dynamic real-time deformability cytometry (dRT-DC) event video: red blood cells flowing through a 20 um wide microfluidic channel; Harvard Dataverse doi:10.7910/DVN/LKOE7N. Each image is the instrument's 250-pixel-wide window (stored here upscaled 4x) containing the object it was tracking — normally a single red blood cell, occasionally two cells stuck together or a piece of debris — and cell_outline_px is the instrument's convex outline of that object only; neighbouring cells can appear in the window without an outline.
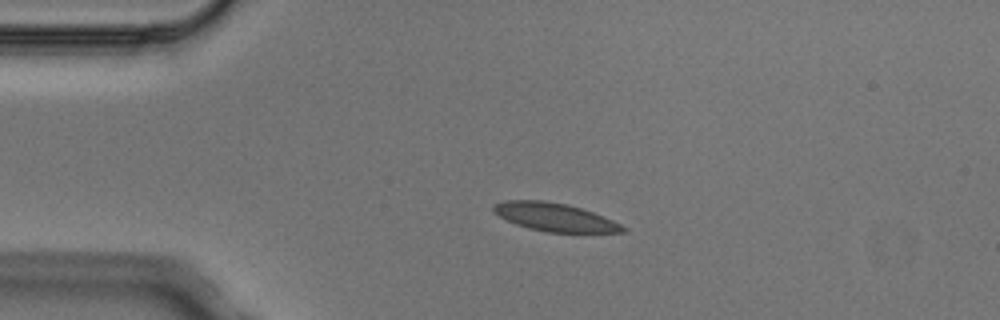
{"species": "Egyptian fruit bat (a non-hibernating species)", "species_latin": "Rousettus aegyptiacus", "temperature_condition": "cold", "stored_images_in_passage": 3, "camera_frame_rate_fps": 3000, "um_per_image_px": 0.085, "animal": {"sex": "male"}, "frame": {"image": 1, "passage_image": 3, "time_ms": 0.667, "image_size_px": [1000, 320], "cell_outline_px": [[628, 232], [548, 232], [528, 228], [516, 224], [492, 212], [492, 204], [504, 200], [544, 200], [568, 204], [604, 216], [628, 228]], "centroid_in_image_um": [47.14, 18.44], "position_along_channel_um": 37.9, "area_um2": 21.27}}